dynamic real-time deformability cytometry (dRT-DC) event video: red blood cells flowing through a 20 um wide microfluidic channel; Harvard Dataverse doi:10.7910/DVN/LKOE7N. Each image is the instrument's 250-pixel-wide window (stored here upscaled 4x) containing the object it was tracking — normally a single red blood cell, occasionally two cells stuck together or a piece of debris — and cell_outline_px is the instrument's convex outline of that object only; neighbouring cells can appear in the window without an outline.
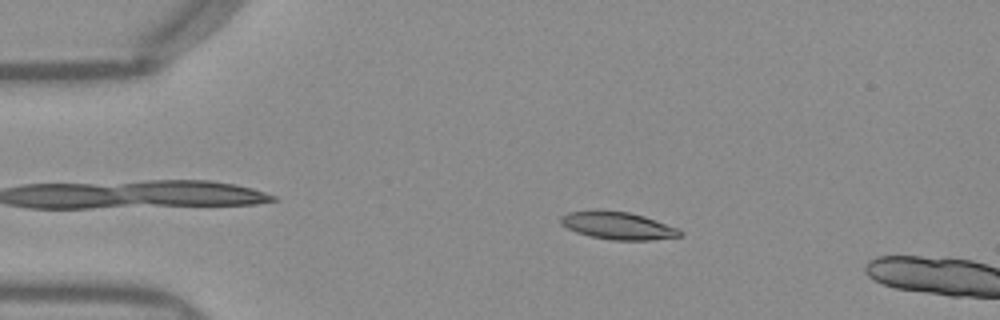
{"species": "Egyptian fruit bat (a non-hibernating species)", "species_latin": "Rousettus aegyptiacus", "temperature_condition": "warm", "stored_images_in_passage": 13, "camera_frame_rate_fps": 3000, "um_per_image_px": 0.085, "frame": {"image": 1, "passage_image": 10, "time_ms": 3.0, "image_size_px": [1000, 320], "cell_outline_px": [[684, 236], [648, 240], [612, 240], [588, 236], [576, 232], [560, 224], [560, 216], [568, 212], [628, 212], [644, 216], [680, 228], [684, 232]], "centroid_in_image_um": [52.59, 19.22], "position_along_channel_um": 32.4, "area_um2": 18.84}}